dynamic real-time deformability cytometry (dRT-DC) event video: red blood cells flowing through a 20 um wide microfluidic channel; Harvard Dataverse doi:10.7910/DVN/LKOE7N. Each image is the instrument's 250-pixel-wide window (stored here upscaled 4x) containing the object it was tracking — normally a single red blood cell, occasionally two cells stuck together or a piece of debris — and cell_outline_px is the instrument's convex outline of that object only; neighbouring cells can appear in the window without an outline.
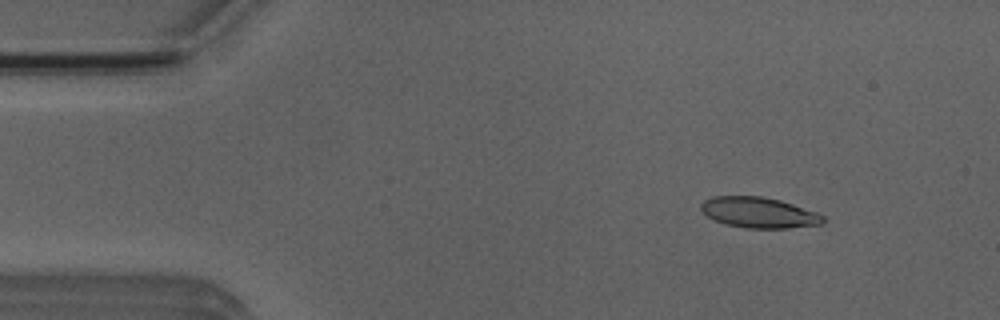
{"species": "Egyptian fruit bat (a non-hibernating species)", "species_latin": "Rousettus aegyptiacus", "temperature_condition": "room temperature", "stored_images_in_passage": 3, "camera_frame_rate_fps": 3000, "um_per_image_px": 0.085, "animal": {"sex": "male"}, "frame": {"image": 1, "passage_image": 1, "time_ms": 0.0, "image_size_px": [1000, 320], "cell_outline_px": [[824, 220], [820, 224], [788, 228], [748, 228], [724, 224], [708, 216], [700, 208], [700, 204], [704, 200], [712, 196], [760, 196], [780, 200], [816, 212], [824, 216]], "centroid_in_image_um": [64.48, 18.06], "position_along_channel_um": 20.5, "area_um2": 21.62}}